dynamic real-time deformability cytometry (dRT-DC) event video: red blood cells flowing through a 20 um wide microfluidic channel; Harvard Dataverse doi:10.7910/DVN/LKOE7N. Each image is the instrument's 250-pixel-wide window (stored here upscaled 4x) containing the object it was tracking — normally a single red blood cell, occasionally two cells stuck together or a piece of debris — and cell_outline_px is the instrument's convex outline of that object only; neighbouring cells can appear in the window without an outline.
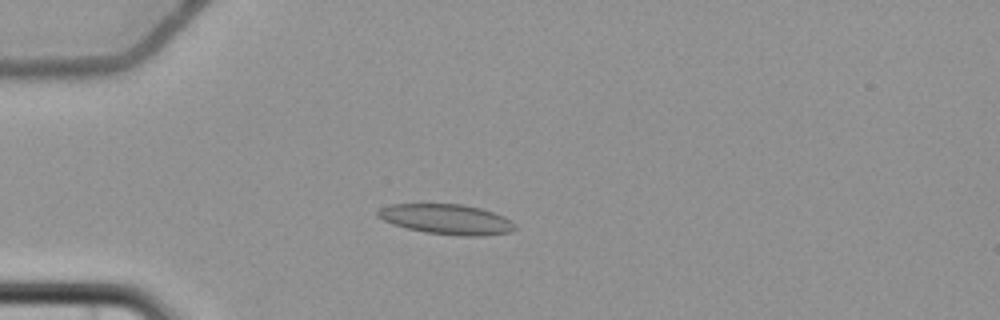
{"species": "common noctule bat (a hibernating species)", "species_latin": "Nyctalus noctula", "temperature_condition": "cold", "stored_images_in_passage": 5, "camera_frame_rate_fps": 3000, "um_per_image_px": 0.085, "animal": {"sex": "female", "body_mass_g": 22.7, "forearm_length_mm": 54.2}, "frame": {"image": 1, "passage_image": 3, "time_ms": 5.0, "image_size_px": [1000, 320], "cell_outline_px": [[516, 228], [512, 232], [480, 236], [460, 236], [424, 232], [392, 224], [376, 216], [376, 212], [380, 208], [388, 204], [460, 204], [480, 208], [504, 216], [512, 220], [516, 224]], "centroid_in_image_um": [37.97, 18.64], "position_along_channel_um": 47.0, "area_um2": 24.22}}
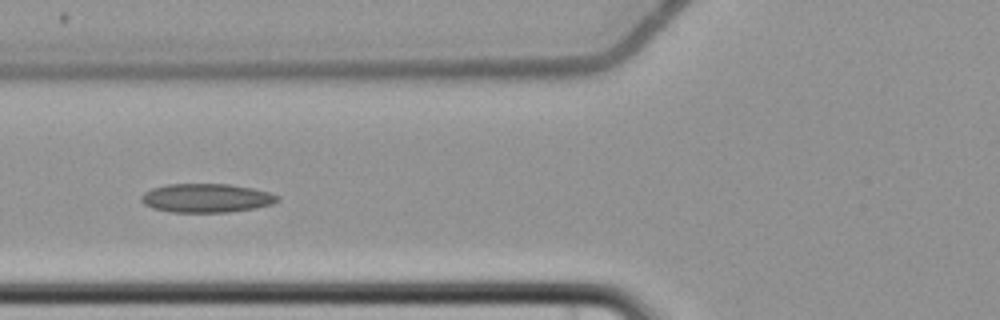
{"frame": {"image": 2, "passage_image": 5, "time_ms": 7.333, "image_size_px": [1000, 320], "cell_outline_px": [[280, 200], [272, 204], [252, 208], [228, 212], [172, 212], [152, 208], [144, 204], [140, 200], [140, 196], [144, 192], [152, 188], [164, 184], [228, 184], [252, 188], [268, 192], [280, 196]], "centroid_in_image_um": [17.51, 16.83], "position_along_channel_um": 108.3, "area_um2": 22.89}}